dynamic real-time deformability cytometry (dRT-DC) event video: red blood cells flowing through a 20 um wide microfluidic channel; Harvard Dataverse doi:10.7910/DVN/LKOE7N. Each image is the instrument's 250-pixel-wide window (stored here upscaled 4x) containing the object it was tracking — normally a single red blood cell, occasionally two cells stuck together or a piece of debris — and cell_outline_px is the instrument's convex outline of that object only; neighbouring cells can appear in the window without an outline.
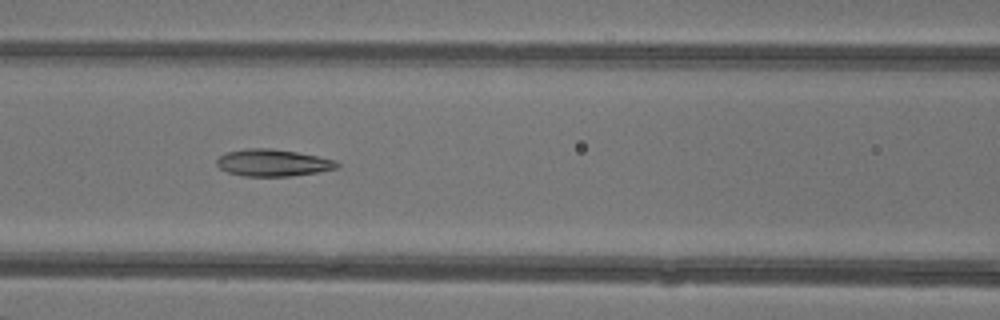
{"species": "common noctule bat (a hibernating species)", "species_latin": "Nyctalus noctula", "temperature_condition": "warm", "stored_images_in_passage": 43, "camera_frame_rate_fps": 3000, "um_per_image_px": 0.085, "animal": {"sex": "female"}, "frame": {"image": 1, "passage_image": 17, "time_ms": 5.333, "image_size_px": [1000, 320], "cell_outline_px": [[340, 168], [292, 176], [244, 176], [228, 172], [220, 168], [216, 164], [216, 160], [220, 156], [228, 152], [244, 148], [268, 148], [296, 152], [336, 160], [340, 164]], "centroid_in_image_um": [23.21, 13.84], "position_along_channel_um": 143.4, "area_um2": 18.84}}
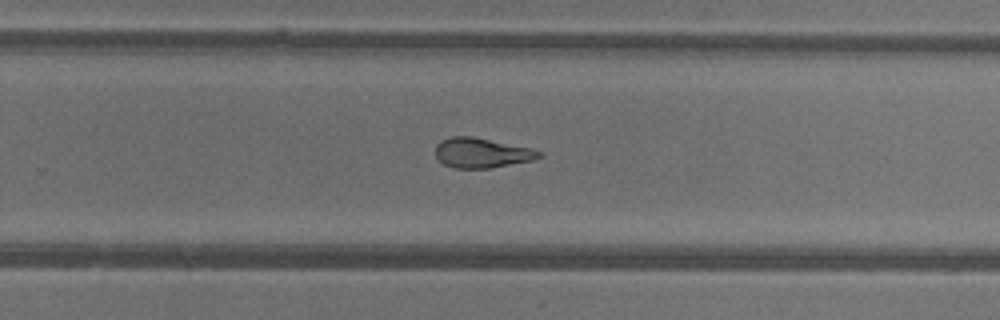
{"frame": {"image": 2, "passage_image": 27, "time_ms": 8.667, "image_size_px": [1000, 320], "cell_outline_px": [[544, 156], [532, 160], [488, 168], [456, 168], [444, 164], [436, 156], [436, 144], [440, 140], [452, 136], [472, 136], [532, 148], [544, 152]], "centroid_in_image_um": [40.97, 12.98], "position_along_channel_um": 288.8, "area_um2": 18.03}}
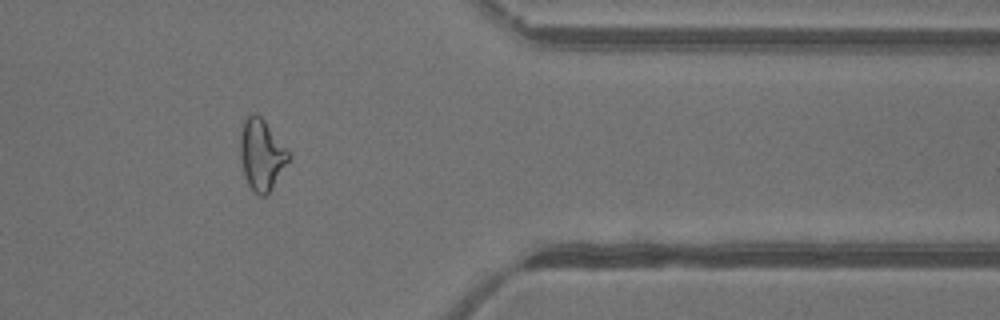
{"frame": {"image": 3, "passage_image": 35, "time_ms": 11.333, "image_size_px": [1000, 320], "cell_outline_px": [[292, 156], [272, 188], [264, 196], [260, 196], [248, 184], [244, 176], [240, 160], [240, 132], [244, 120], [252, 112], [256, 112], [264, 120]], "centroid_in_image_um": [22.22, 13.13], "position_along_channel_um": 389.2, "area_um2": 19.94}, "authors_computed_cell_mechanics": {"area_um2": 19.941, "velocity_mm_per_s": 4.388, "shape_relaxation_time_tau1_ms": null, "shape_relaxation_time_tau2_ms": 2.0724, "deformation_change_tau1": null, "deformation_change_tau2": 0.1097}}